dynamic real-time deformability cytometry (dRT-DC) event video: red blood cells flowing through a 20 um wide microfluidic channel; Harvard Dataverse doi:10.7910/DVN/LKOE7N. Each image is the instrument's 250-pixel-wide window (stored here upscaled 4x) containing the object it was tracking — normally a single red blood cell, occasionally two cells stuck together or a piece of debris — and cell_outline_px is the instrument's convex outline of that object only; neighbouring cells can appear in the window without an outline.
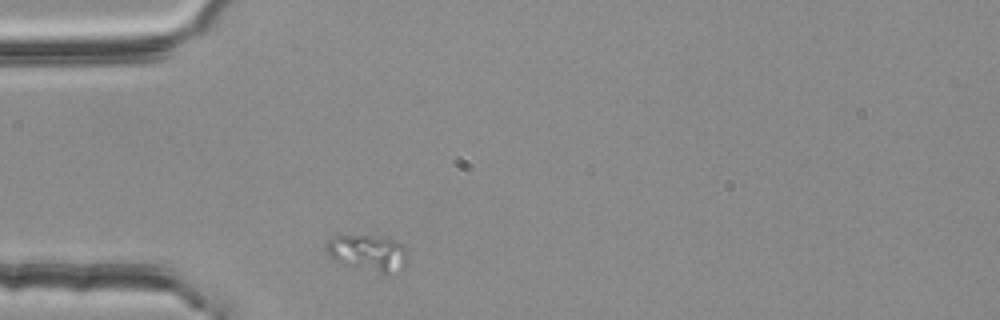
{"species": "common noctule bat (a hibernating species)", "species_latin": "Nyctalus noctula", "temperature_condition": "room temperature", "stored_images_in_passage": 30, "camera_frame_rate_fps": 3000, "um_per_image_px": 0.085, "animal": {"sex": "female", "body_mass_g": 25.1}, "frame": {"image": 1, "passage_image": 1, "time_ms": 0.0, "image_size_px": [1000, 320], "cell_outline_px": [[408, 260], [404, 272], [384, 276], [336, 260], [328, 256], [324, 248], [324, 244], [328, 240], [336, 236], [368, 236], [396, 240], [404, 244], [408, 248]], "centroid_in_image_um": [31.4, 21.55], "position_along_channel_um": 53.6, "area_um2": 17.86}}